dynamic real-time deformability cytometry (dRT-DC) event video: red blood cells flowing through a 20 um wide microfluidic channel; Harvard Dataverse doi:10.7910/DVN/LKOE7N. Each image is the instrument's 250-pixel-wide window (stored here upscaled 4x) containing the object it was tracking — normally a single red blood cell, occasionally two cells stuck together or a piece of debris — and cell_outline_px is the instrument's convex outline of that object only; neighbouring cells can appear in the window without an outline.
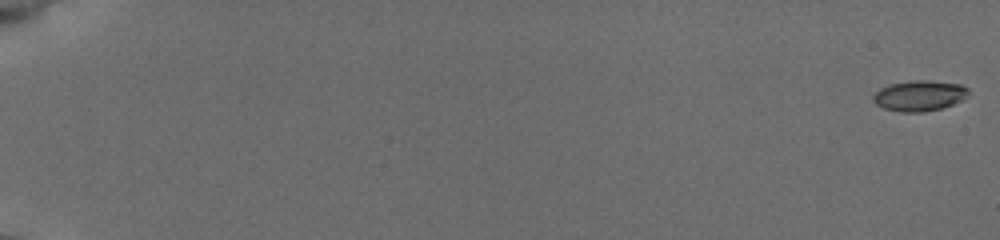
{"species": "common noctule bat (a hibernating species)", "species_latin": "Nyctalus noctula", "temperature_condition": "cold", "stored_images_in_passage": 56, "camera_frame_rate_fps": 3000, "um_per_image_px": 0.085, "animal": {"sex": "female", "body_mass_g": 19.5, "forearm_length_mm": 54.1}, "frame": {"image": 1, "passage_image": 1, "time_ms": 0.0, "image_size_px": [1000, 240], "cell_outline_px": [[968, 96], [952, 104], [940, 108], [924, 112], [900, 112], [884, 108], [876, 104], [872, 100], [872, 96], [880, 88], [892, 84], [916, 80], [928, 80], [960, 84], [968, 88]], "centroid_in_image_um": [78.14, 8.14], "position_along_channel_um": 6.9, "area_um2": 16.82}}
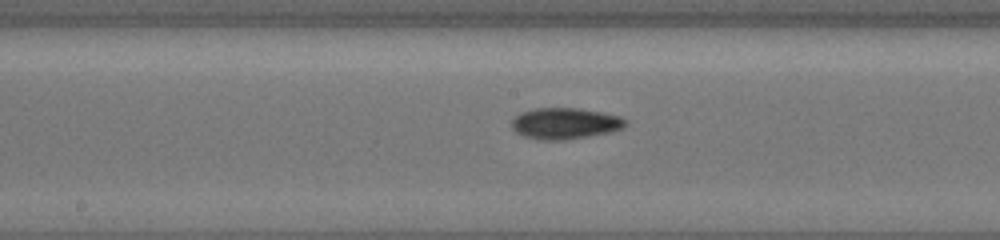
{"frame": {"image": 2, "passage_image": 32, "time_ms": 10.333, "image_size_px": [1000, 240], "cell_outline_px": [[628, 120], [620, 128], [612, 132], [564, 140], [540, 140], [524, 136], [516, 132], [512, 128], [512, 120], [520, 112], [536, 108], [580, 108], [604, 112], [620, 116]], "centroid_in_image_um": [48.02, 10.48], "position_along_channel_um": 200.2, "area_um2": 20.75}}
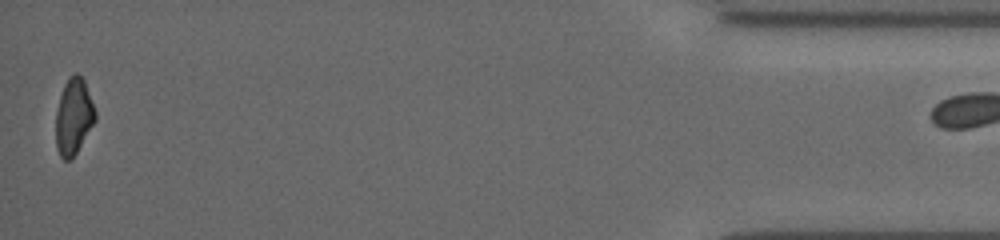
{"frame": {"image": 3, "passage_image": 55, "time_ms": 18.0, "image_size_px": [1000, 240], "cell_outline_px": [[96, 120], [72, 160], [64, 160], [60, 156], [56, 148], [56, 112], [60, 96], [64, 84], [68, 76], [76, 72], [84, 80], [96, 112]], "centroid_in_image_um": [6.25, 9.92], "position_along_channel_um": 428.9, "area_um2": 17.57}}